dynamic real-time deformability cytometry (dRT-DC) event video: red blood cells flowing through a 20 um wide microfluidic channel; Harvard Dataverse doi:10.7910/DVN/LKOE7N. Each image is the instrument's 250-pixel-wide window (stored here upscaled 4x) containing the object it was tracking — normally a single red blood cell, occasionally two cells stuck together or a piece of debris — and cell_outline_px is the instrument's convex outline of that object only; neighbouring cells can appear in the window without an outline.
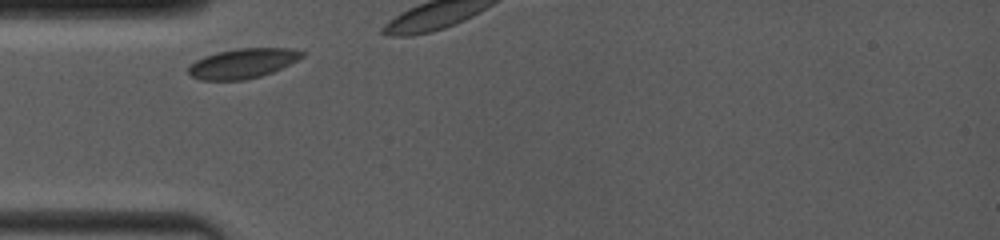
{"species": "common noctule bat (a hibernating species)", "species_latin": "Nyctalus noctula", "temperature_condition": "room temperature", "stored_images_in_passage": 3, "camera_frame_rate_fps": 4000, "um_per_image_px": 0.085, "animal": {"sex": "female", "body_mass_g": 19.0, "forearm_length_mm": 53.3}, "frame": {"image": 1, "passage_image": 1, "time_ms": 0.0, "image_size_px": [1000, 240], "cell_outline_px": [[304, 56], [272, 72], [260, 76], [244, 80], [200, 80], [192, 76], [188, 72], [188, 64], [204, 56], [216, 52], [240, 48], [288, 48], [304, 52]], "centroid_in_image_um": [20.58, 5.39], "position_along_channel_um": 64.4, "area_um2": 19.59}}